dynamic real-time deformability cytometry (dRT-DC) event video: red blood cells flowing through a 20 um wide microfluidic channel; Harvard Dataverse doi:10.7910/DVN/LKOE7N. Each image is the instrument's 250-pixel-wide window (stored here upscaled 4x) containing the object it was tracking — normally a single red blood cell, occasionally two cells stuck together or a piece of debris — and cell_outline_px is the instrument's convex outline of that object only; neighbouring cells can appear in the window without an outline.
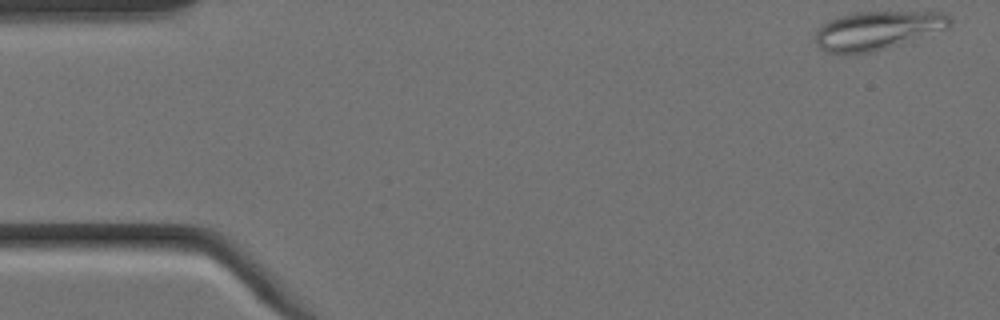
{"species": "Egyptian fruit bat (a non-hibernating species)", "species_latin": "Rousettus aegyptiacus", "temperature_condition": "cold", "stored_images_in_passage": 4, "camera_frame_rate_fps": 3000, "um_per_image_px": 0.085, "animal": {"sex": "female"}, "frame": {"image": 1, "passage_image": 1, "time_ms": 0.0, "image_size_px": [1000, 320], "cell_outline_px": [[952, 24], [948, 28], [884, 48], [868, 52], [848, 56], [828, 52], [820, 48], [816, 44], [816, 32], [824, 24], [840, 16], [852, 12], [948, 12], [952, 20]], "centroid_in_image_um": [74.58, 2.58], "position_along_channel_um": 10.4, "area_um2": 30.0}}